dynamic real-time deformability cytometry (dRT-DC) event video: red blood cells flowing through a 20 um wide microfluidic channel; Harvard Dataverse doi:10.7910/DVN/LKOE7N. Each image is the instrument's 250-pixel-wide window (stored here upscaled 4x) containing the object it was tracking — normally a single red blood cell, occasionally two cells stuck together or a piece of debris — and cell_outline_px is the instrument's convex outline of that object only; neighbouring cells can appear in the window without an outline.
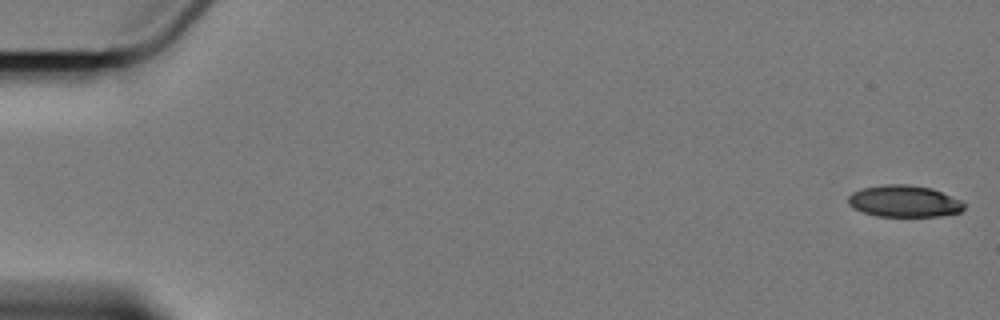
{"species": "Egyptian fruit bat (a non-hibernating species)", "species_latin": "Rousettus aegyptiacus", "temperature_condition": "cold", "stored_images_in_passage": 5, "camera_frame_rate_fps": 3000, "um_per_image_px": 0.085, "animal": {"sex": "female"}, "frame": {"image": 1, "passage_image": 1, "time_ms": 0.0, "image_size_px": [1000, 320], "cell_outline_px": [[964, 208], [960, 212], [940, 216], [876, 216], [852, 208], [848, 204], [848, 196], [852, 192], [860, 188], [884, 184], [908, 184], [932, 188], [960, 200], [964, 204]], "centroid_in_image_um": [76.81, 17.09], "position_along_channel_um": 8.2, "area_um2": 21.5}}
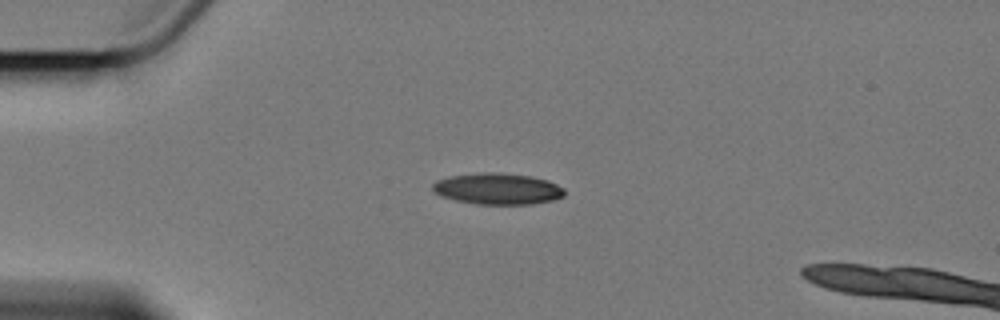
{"frame": {"image": 2, "passage_image": 5, "time_ms": 4.667, "image_size_px": [1000, 320], "cell_outline_px": [[564, 196], [552, 200], [532, 204], [476, 204], [456, 200], [440, 196], [432, 188], [432, 184], [436, 180], [448, 176], [484, 172], [500, 172], [532, 176], [548, 180], [564, 188]], "centroid_in_image_um": [42.29, 16.04], "position_along_channel_um": 42.7, "area_um2": 24.16}}